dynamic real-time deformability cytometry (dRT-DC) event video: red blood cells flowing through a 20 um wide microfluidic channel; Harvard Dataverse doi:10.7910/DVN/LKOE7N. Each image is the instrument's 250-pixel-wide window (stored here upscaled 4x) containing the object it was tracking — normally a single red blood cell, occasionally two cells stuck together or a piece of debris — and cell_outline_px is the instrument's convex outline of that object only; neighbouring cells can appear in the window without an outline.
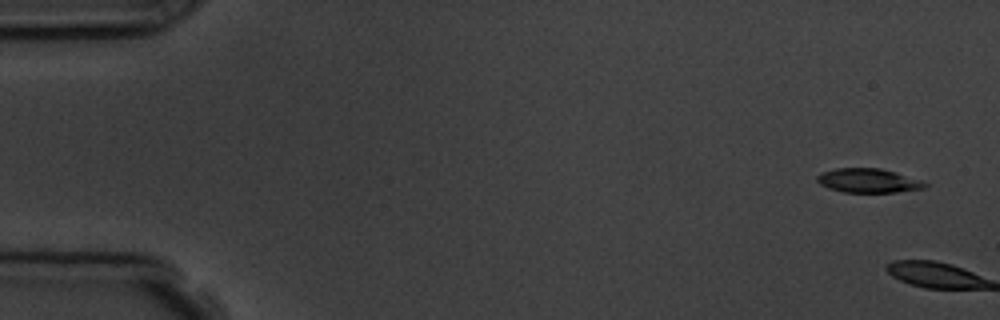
{"species": "common noctule bat (a hibernating species)", "species_latin": "Nyctalus noctula", "temperature_condition": "room temperature", "stored_images_in_passage": 2, "camera_frame_rate_fps": 3000, "um_per_image_px": 0.085, "animal": {"sex": "male", "body_mass_g": 19.5, "forearm_length_mm": 54.6}, "frame": {"image": 1, "passage_image": 1, "time_ms": 0.0, "image_size_px": [1000, 320], "cell_outline_px": [[928, 184], [924, 188], [896, 192], [844, 192], [828, 188], [820, 184], [816, 180], [816, 176], [820, 172], [836, 168], [880, 168], [896, 172], [920, 180]], "centroid_in_image_um": [73.76, 15.34], "position_along_channel_um": 11.2, "area_um2": 15.14}}